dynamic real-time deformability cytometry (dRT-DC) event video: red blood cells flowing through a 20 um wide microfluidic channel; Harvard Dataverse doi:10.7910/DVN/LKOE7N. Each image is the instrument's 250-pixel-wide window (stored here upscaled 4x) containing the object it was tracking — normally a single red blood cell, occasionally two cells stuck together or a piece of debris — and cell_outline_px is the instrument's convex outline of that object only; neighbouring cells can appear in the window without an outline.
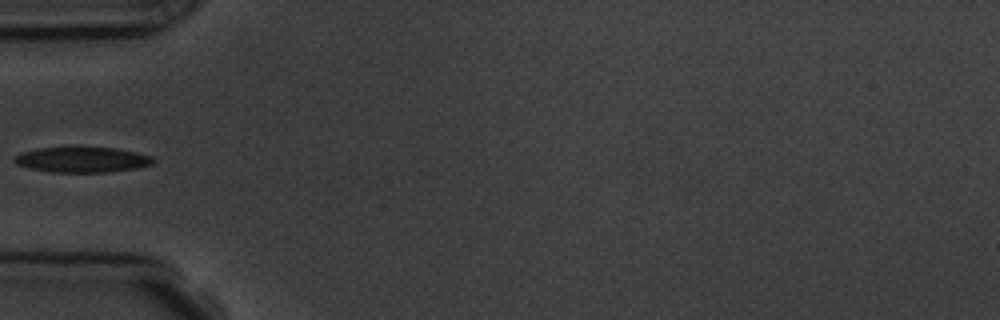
{"species": "common noctule bat (a hibernating species)", "species_latin": "Nyctalus noctula", "temperature_condition": "room temperature", "stored_images_in_passage": 6, "camera_frame_rate_fps": 3000, "um_per_image_px": 0.085, "animal": {"sex": "male", "body_mass_g": 19.5, "forearm_length_mm": 54.6}, "frame": {"image": 1, "passage_image": 5, "time_ms": 5.333, "image_size_px": [1000, 320], "cell_outline_px": [[156, 160], [152, 164], [136, 168], [108, 172], [52, 172], [28, 168], [16, 164], [12, 160], [16, 156], [24, 152], [36, 148], [116, 148], [136, 152], [152, 156]], "centroid_in_image_um": [7.0, 13.58], "position_along_channel_um": 78.0, "area_um2": 20.35}}